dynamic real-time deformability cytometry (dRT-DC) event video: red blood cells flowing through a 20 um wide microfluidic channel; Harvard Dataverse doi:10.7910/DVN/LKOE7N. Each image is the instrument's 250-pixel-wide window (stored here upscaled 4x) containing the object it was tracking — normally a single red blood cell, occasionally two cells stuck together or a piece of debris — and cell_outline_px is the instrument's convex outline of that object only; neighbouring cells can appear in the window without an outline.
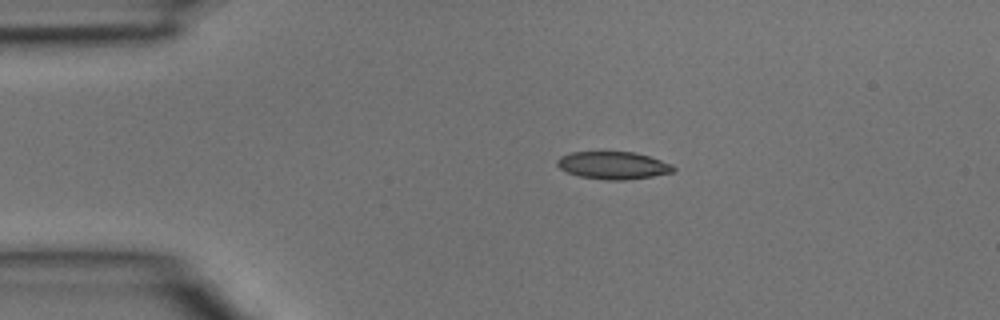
{"species": "common noctule bat (a hibernating species)", "species_latin": "Nyctalus noctula", "temperature_condition": "room temperature", "stored_images_in_passage": 3, "camera_frame_rate_fps": 3000, "um_per_image_px": 0.085, "animal": {"sex": "male", "body_mass_g": 15.6}, "frame": {"image": 1, "passage_image": 2, "time_ms": 0.333, "image_size_px": [1000, 320], "cell_outline_px": [[676, 172], [652, 176], [624, 180], [604, 180], [580, 176], [568, 172], [560, 168], [556, 164], [556, 160], [560, 156], [572, 152], [636, 152], [672, 164], [676, 168]], "centroid_in_image_um": [52.13, 14.06], "position_along_channel_um": 32.9, "area_um2": 18.67}}